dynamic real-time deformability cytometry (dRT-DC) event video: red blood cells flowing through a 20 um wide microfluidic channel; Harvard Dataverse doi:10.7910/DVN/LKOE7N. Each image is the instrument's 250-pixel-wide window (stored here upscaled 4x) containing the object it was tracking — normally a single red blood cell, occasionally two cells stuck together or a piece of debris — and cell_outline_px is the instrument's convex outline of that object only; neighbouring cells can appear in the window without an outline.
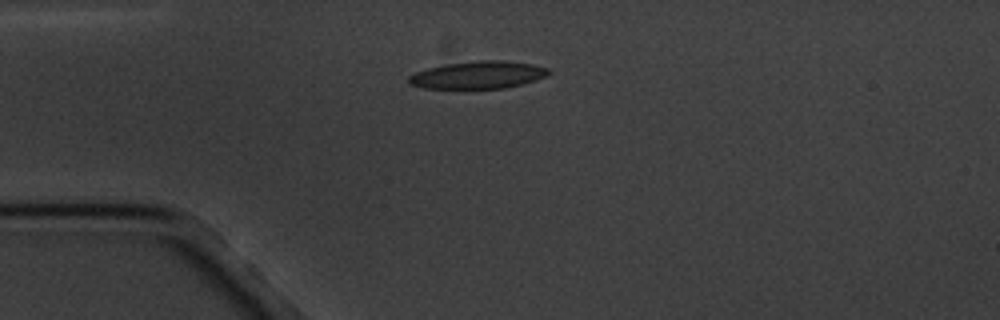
{"species": "common noctule bat (a hibernating species)", "species_latin": "Nyctalus noctula", "temperature_condition": "cold", "stored_images_in_passage": 1, "camera_frame_rate_fps": 3000, "um_per_image_px": 0.085, "animal": {"sex": "male", "body_mass_g": 20.1, "forearm_length_mm": 53.5}, "frame": {"image": 1, "passage_image": 1, "time_ms": 0.0, "image_size_px": [1000, 320], "cell_outline_px": [[552, 72], [544, 76], [524, 84], [504, 88], [424, 88], [408, 84], [408, 76], [416, 72], [428, 68], [448, 64], [476, 60], [504, 60], [532, 64], [548, 68]], "centroid_in_image_um": [40.64, 6.37], "position_along_channel_um": 44.4, "area_um2": 22.31}}